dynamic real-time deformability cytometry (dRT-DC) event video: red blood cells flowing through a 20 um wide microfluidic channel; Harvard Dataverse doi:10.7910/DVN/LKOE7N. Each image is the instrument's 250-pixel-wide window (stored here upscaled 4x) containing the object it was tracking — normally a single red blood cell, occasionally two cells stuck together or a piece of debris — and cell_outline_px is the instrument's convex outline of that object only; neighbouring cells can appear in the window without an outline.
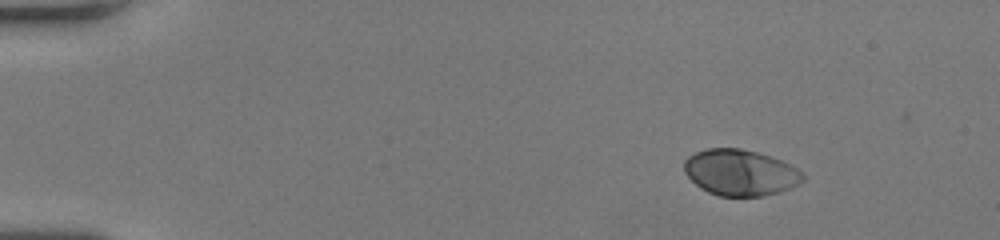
{"species": "human", "species_latin": "Homo sapiens", "temperature_condition": "room temperature", "stored_images_in_passage": 46, "camera_frame_rate_fps": 3000, "um_per_image_px": 0.085, "donor": {"sex": "female"}, "frame": {"image": 1, "passage_image": 1, "time_ms": 0.0, "image_size_px": [1000, 240], "cell_outline_px": [[804, 180], [800, 184], [780, 192], [764, 196], [720, 196], [708, 192], [700, 188], [684, 172], [684, 160], [688, 156], [696, 152], [708, 148], [740, 148], [756, 152], [780, 160], [796, 168], [804, 176]], "centroid_in_image_um": [62.91, 14.68], "position_along_channel_um": 22.1, "area_um2": 31.79}}
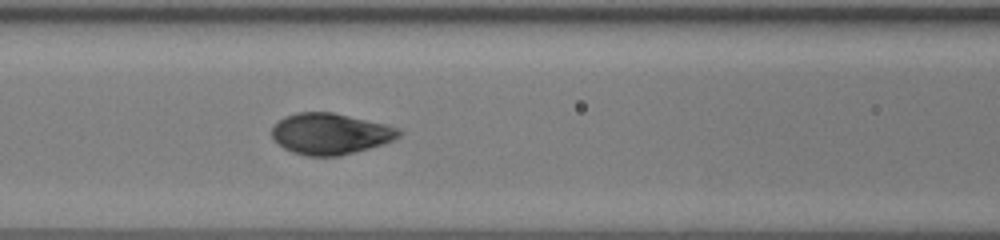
{"frame": {"image": 2, "passage_image": 18, "time_ms": 5.667, "image_size_px": [1000, 240], "cell_outline_px": [[404, 132], [400, 136], [392, 140], [368, 148], [340, 156], [308, 156], [292, 152], [284, 148], [272, 140], [272, 128], [284, 116], [296, 112], [332, 112], [388, 124], [400, 128]], "centroid_in_image_um": [28.08, 11.36], "position_along_channel_um": 138.5, "area_um2": 30.58}}
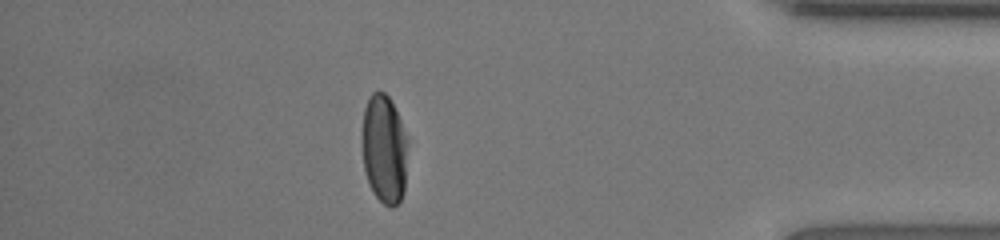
{"frame": {"image": 3, "passage_image": 40, "time_ms": 13.0, "image_size_px": [1000, 240], "cell_outline_px": [[408, 144], [404, 192], [400, 200], [392, 208], [384, 204], [372, 192], [368, 184], [364, 168], [360, 136], [364, 108], [372, 92], [384, 92], [388, 96], [400, 120], [408, 140]], "centroid_in_image_um": [32.63, 12.69], "position_along_channel_um": 402.6, "area_um2": 29.42}, "authors_computed_cell_mechanics": {"area_um2": 31.1542, "velocity_mm_per_s": 4.0667, "shape_relaxation_time_tau1_ms": 2.5213, "shape_relaxation_time_tau2_ms": null, "deformation_change_tau1": 0.1764, "deformation_change_tau2": null}}